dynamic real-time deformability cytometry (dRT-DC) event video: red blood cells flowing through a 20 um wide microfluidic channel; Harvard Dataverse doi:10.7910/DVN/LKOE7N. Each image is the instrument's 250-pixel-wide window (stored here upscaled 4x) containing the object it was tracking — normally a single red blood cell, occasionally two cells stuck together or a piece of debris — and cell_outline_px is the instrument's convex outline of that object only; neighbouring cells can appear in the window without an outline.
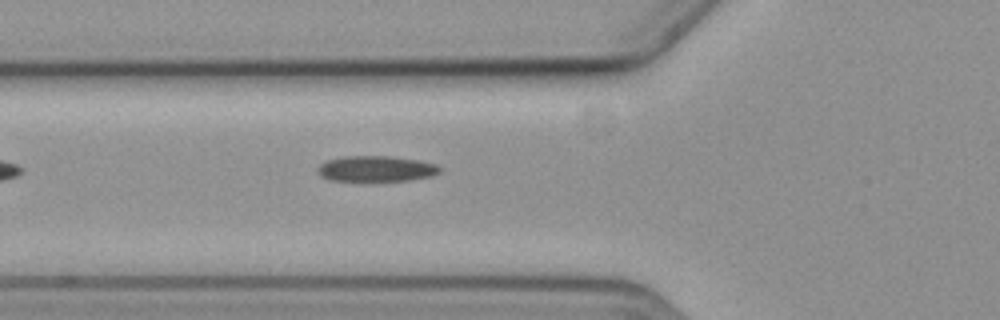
{"species": "common noctule bat (a hibernating species)", "species_latin": "Nyctalus noctula", "temperature_condition": "cold", "stored_images_in_passage": 6, "camera_frame_rate_fps": 3000, "um_per_image_px": 0.085, "animal": {"sex": "female", "body_mass_g": 19.3, "forearm_length_mm": 54.1}, "frame": {"image": 1, "passage_image": 6, "time_ms": 5.667, "image_size_px": [1000, 320], "cell_outline_px": [[440, 172], [432, 176], [408, 180], [328, 180], [320, 176], [316, 172], [316, 168], [320, 164], [328, 160], [344, 156], [392, 156], [420, 160], [436, 164], [440, 168]], "centroid_in_image_um": [31.95, 14.33], "position_along_channel_um": 93.9, "area_um2": 18.26}}